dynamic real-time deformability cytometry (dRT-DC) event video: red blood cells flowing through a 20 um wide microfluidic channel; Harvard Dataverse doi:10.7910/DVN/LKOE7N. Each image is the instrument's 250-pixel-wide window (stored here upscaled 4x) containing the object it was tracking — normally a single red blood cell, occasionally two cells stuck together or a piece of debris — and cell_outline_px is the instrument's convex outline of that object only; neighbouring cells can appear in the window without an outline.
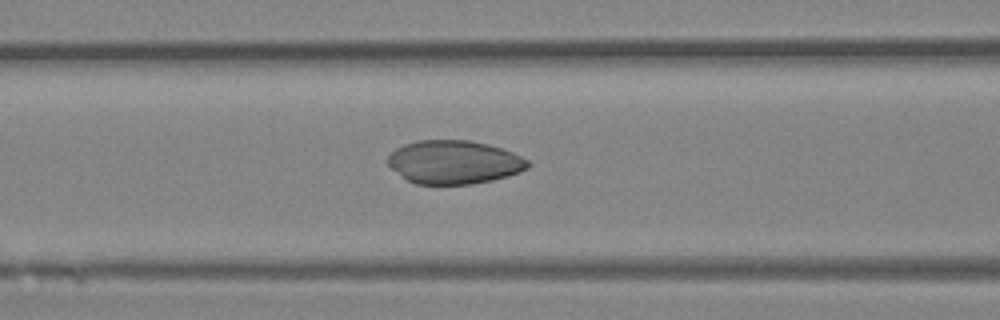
{"species": "Egyptian fruit bat (a non-hibernating species)", "species_latin": "Rousettus aegyptiacus", "temperature_condition": "room temperature", "stored_images_in_passage": 46, "camera_frame_rate_fps": 3000, "um_per_image_px": 0.085, "animal": {"sex": "female"}, "frame": {"image": 1, "passage_image": 19, "time_ms": 6.0, "image_size_px": [1000, 320], "cell_outline_px": [[532, 164], [528, 168], [520, 172], [508, 176], [492, 180], [472, 184], [416, 184], [408, 180], [392, 168], [388, 164], [388, 156], [396, 148], [404, 144], [416, 140], [468, 140], [488, 144], [512, 152], [528, 160]], "centroid_in_image_um": [38.62, 13.78], "position_along_channel_um": 128.0, "area_um2": 35.43}}
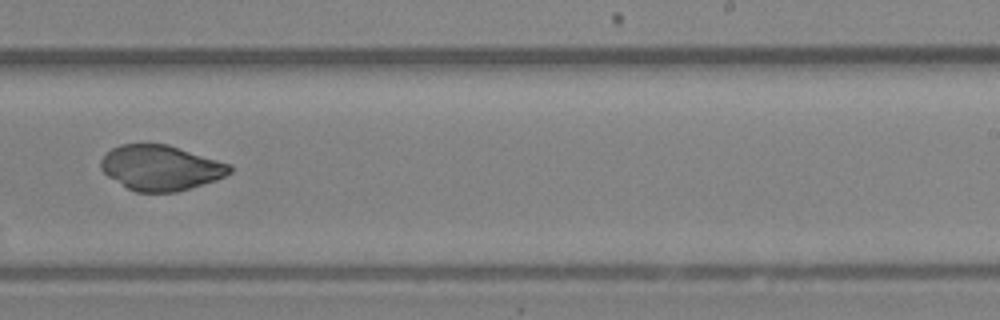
{"frame": {"image": 2, "passage_image": 29, "time_ms": 9.333, "image_size_px": [1000, 320], "cell_outline_px": [[232, 172], [216, 180], [176, 192], [136, 192], [128, 188], [108, 176], [100, 168], [100, 160], [112, 148], [120, 144], [168, 144], [232, 164]], "centroid_in_image_um": [13.68, 14.25], "position_along_channel_um": 275.3, "area_um2": 33.87}}
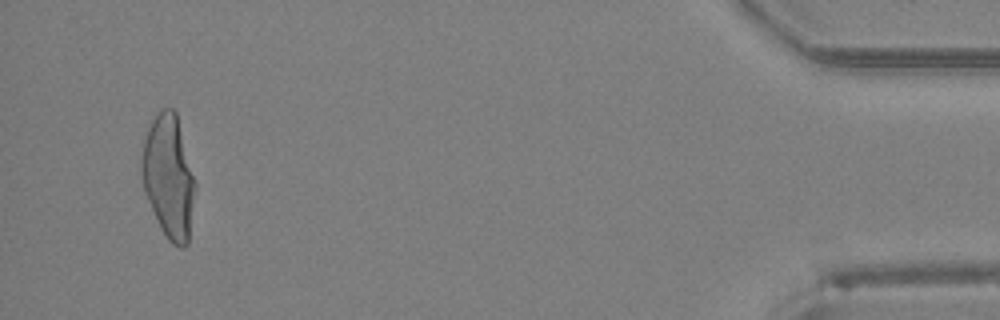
{"frame": {"image": 3, "passage_image": 44, "time_ms": 14.333, "image_size_px": [1000, 320], "cell_outline_px": [[196, 188], [188, 244], [184, 248], [180, 248], [172, 244], [168, 240], [160, 228], [144, 192], [140, 176], [140, 160], [144, 136], [152, 120], [160, 108], [172, 108], [176, 112], [196, 184]], "centroid_in_image_um": [14.31, 15.03], "position_along_channel_um": 420.9, "area_um2": 38.9}}